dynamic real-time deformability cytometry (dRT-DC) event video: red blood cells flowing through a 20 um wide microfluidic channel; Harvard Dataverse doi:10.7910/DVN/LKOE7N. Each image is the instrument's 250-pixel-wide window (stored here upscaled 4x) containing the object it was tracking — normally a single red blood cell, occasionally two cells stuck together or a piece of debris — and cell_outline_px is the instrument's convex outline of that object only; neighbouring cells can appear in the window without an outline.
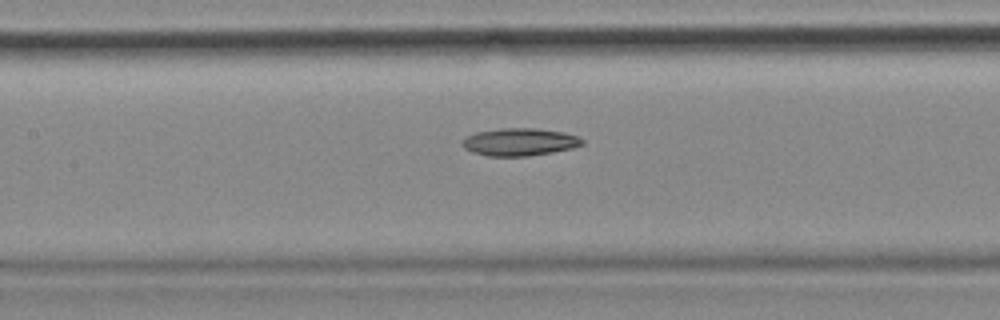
{"species": "common noctule bat (a hibernating species)", "species_latin": "Nyctalus noctula", "temperature_condition": "cold", "stored_images_in_passage": 56, "camera_frame_rate_fps": 3000, "um_per_image_px": 0.085, "animal": {"sex": "female", "body_mass_g": 18.4}, "frame": {"image": 1, "passage_image": 25, "time_ms": 8.0, "image_size_px": [1000, 320], "cell_outline_px": [[584, 144], [572, 148], [552, 152], [528, 156], [488, 156], [472, 152], [464, 148], [460, 144], [460, 140], [476, 132], [500, 128], [536, 128], [564, 132], [576, 136], [584, 140]], "centroid_in_image_um": [44.14, 12.06], "position_along_channel_um": 163.3, "area_um2": 19.36}}